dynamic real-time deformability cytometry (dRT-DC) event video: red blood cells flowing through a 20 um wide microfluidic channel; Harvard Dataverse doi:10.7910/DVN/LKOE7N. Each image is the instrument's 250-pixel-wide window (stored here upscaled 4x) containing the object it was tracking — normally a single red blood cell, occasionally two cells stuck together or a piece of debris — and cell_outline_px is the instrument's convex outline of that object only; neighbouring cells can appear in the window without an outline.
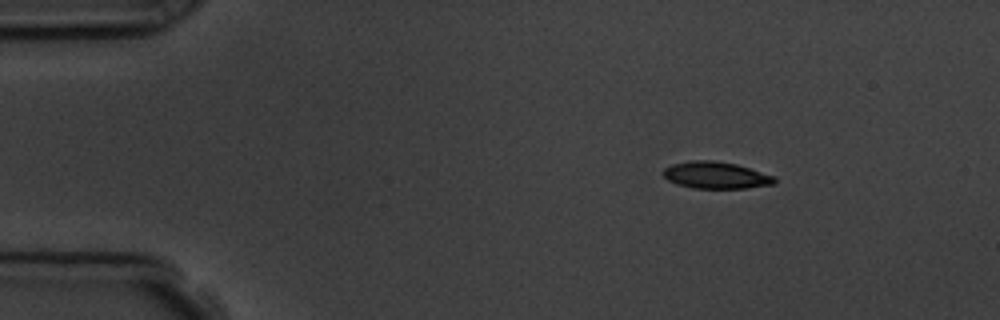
{"species": "common noctule bat (a hibernating species)", "species_latin": "Nyctalus noctula", "temperature_condition": "room temperature", "stored_images_in_passage": 4, "camera_frame_rate_fps": 3000, "um_per_image_px": 0.085, "animal": {"sex": "male", "body_mass_g": 19.5, "forearm_length_mm": 54.6}, "frame": {"image": 1, "passage_image": 2, "time_ms": 1.0, "image_size_px": [1000, 320], "cell_outline_px": [[776, 180], [772, 184], [748, 188], [692, 188], [668, 180], [660, 172], [664, 168], [672, 164], [692, 160], [712, 160], [736, 164], [776, 176]], "centroid_in_image_um": [60.84, 14.88], "position_along_channel_um": 24.2, "area_um2": 17.4}}